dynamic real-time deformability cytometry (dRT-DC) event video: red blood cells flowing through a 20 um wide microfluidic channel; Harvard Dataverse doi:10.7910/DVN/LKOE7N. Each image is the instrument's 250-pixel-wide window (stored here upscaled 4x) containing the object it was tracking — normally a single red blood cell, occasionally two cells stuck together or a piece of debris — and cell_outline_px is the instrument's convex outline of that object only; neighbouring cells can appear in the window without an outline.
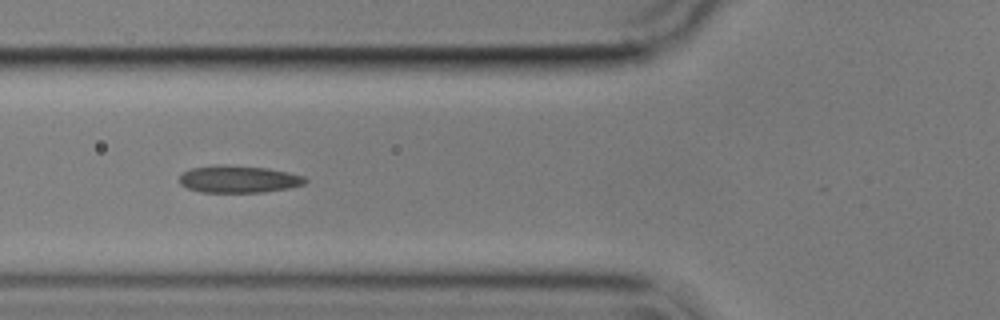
{"species": "common noctule bat (a hibernating species)", "species_latin": "Nyctalus noctula", "temperature_condition": "cold", "stored_images_in_passage": 25, "camera_frame_rate_fps": 3000, "um_per_image_px": 0.085, "animal": {"sex": "male", "body_mass_g": 17.9}, "frame": {"image": 1, "passage_image": 8, "time_ms": 2.333, "image_size_px": [1000, 320], "cell_outline_px": [[308, 180], [304, 184], [288, 188], [264, 192], [200, 192], [188, 188], [180, 184], [180, 176], [184, 172], [192, 168], [224, 164], [268, 168], [288, 172], [304, 176]], "centroid_in_image_um": [20.3, 15.23], "position_along_channel_um": 105.5, "area_um2": 19.88}}